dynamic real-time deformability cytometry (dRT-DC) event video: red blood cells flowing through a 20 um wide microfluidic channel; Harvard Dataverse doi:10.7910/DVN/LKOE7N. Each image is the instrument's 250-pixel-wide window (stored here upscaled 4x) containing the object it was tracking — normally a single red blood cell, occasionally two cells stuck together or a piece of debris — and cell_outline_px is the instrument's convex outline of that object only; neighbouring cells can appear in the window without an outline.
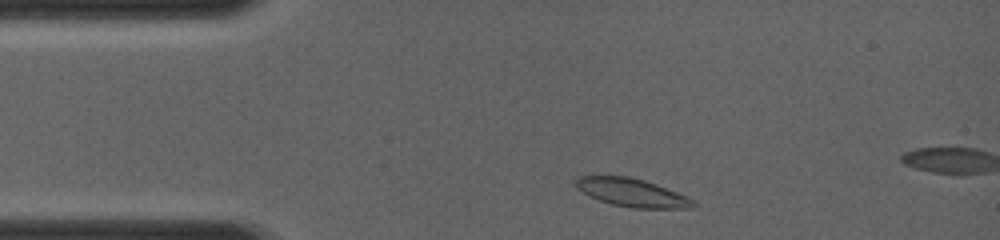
{"species": "common noctule bat (a hibernating species)", "species_latin": "Nyctalus noctula", "temperature_condition": "room temperature", "stored_images_in_passage": 8, "camera_frame_rate_fps": 4000, "um_per_image_px": 0.085, "animal": {"sex": "female", "body_mass_g": 19.0, "forearm_length_mm": 56.7}, "frame": {"image": 1, "passage_image": 3, "time_ms": 0.5, "image_size_px": [1000, 240], "cell_outline_px": [[696, 204], [692, 208], [632, 208], [612, 204], [588, 196], [576, 188], [576, 176], [628, 176], [644, 180], [656, 184], [676, 192], [692, 200]], "centroid_in_image_um": [53.67, 16.37], "position_along_channel_um": 31.3, "area_um2": 19.07}}